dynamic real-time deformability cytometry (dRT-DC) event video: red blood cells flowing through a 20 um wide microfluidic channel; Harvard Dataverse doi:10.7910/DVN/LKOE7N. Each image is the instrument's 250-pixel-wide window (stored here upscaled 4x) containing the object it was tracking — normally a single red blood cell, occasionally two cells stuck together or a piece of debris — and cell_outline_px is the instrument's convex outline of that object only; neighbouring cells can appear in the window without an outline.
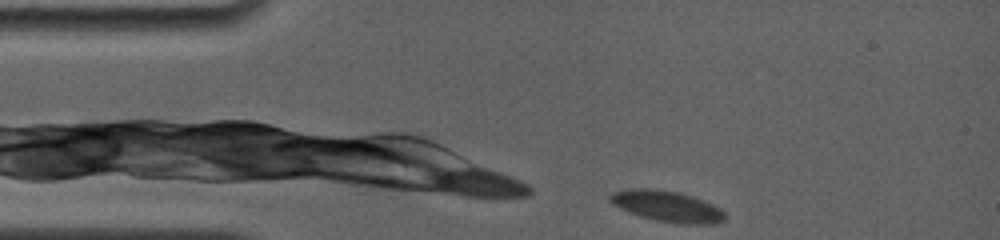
{"species": "common noctule bat (a hibernating species)", "species_latin": "Nyctalus noctula", "temperature_condition": "room temperature", "stored_images_in_passage": 41, "camera_frame_rate_fps": 4000, "um_per_image_px": 0.085, "animal": {"sex": "female", "body_mass_g": 19.0, "forearm_length_mm": 56.7}, "frame": {"image": 1, "passage_image": 1, "time_ms": 0.0, "image_size_px": [1000, 240], "cell_outline_px": [[724, 220], [716, 224], [684, 224], [656, 220], [640, 216], [620, 208], [612, 204], [608, 200], [608, 196], [612, 192], [628, 188], [652, 188], [680, 192], [692, 196], [712, 204], [720, 208], [724, 212]], "centroid_in_image_um": [56.67, 17.52], "position_along_channel_um": 28.3, "area_um2": 20.81}}
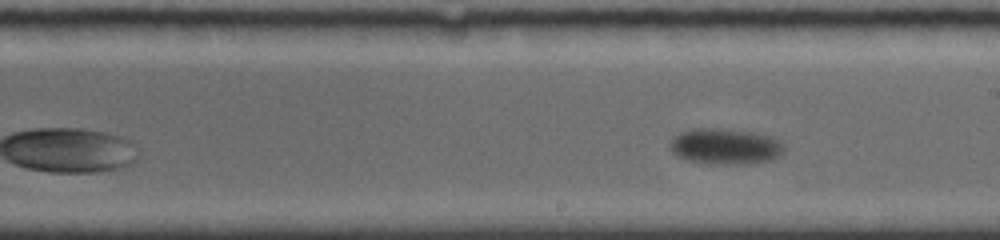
{"frame": {"image": 2, "passage_image": 24, "time_ms": 7.5, "image_size_px": [1000, 240], "cell_outline_px": [[784, 148], [772, 160], [736, 164], [708, 164], [688, 160], [672, 152], [672, 136], [688, 128], [716, 128], [752, 132], [768, 136], [784, 144]], "centroid_in_image_um": [61.59, 12.43], "position_along_channel_um": 227.4, "area_um2": 23.47}}
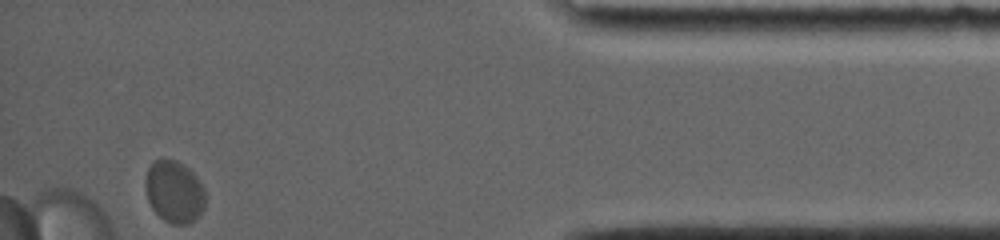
{"frame": {"image": 3, "passage_image": 41, "time_ms": 14.5, "image_size_px": [1000, 240], "cell_outline_px": [[204, 208], [200, 216], [196, 220], [188, 224], [172, 224], [164, 220], [152, 208], [148, 200], [144, 184], [144, 180], [148, 168], [152, 160], [176, 160], [188, 168], [200, 180], [204, 188]], "centroid_in_image_um": [14.81, 16.3], "position_along_channel_um": 420.4, "area_um2": 21.85}}